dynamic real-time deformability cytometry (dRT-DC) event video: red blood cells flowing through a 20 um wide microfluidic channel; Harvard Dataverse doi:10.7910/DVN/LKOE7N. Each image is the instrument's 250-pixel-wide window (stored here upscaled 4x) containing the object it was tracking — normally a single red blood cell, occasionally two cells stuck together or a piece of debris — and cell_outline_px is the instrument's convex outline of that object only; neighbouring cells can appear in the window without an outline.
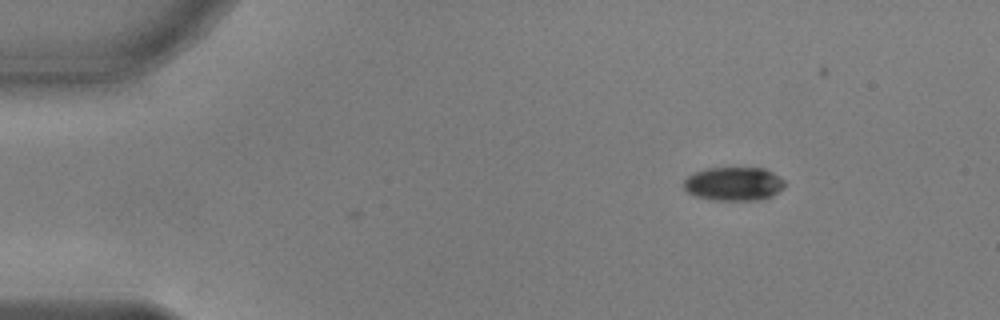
{"species": "common noctule bat (a hibernating species)", "species_latin": "Nyctalus noctula", "temperature_condition": "warm", "stored_images_in_passage": 2, "camera_frame_rate_fps": 3000, "um_per_image_px": 0.085, "animal": {"sex": "male", "body_mass_g": 17.9, "forearm_length_mm": 54.2}, "frame": {"image": 1, "passage_image": 1, "time_ms": 0.0, "image_size_px": [1000, 320], "cell_outline_px": [[784, 188], [772, 196], [756, 200], [716, 200], [696, 196], [688, 192], [684, 188], [684, 180], [688, 176], [696, 172], [708, 168], [764, 168], [772, 172], [784, 180]], "centroid_in_image_um": [62.38, 15.63], "position_along_channel_um": 22.6, "area_um2": 19.65}}